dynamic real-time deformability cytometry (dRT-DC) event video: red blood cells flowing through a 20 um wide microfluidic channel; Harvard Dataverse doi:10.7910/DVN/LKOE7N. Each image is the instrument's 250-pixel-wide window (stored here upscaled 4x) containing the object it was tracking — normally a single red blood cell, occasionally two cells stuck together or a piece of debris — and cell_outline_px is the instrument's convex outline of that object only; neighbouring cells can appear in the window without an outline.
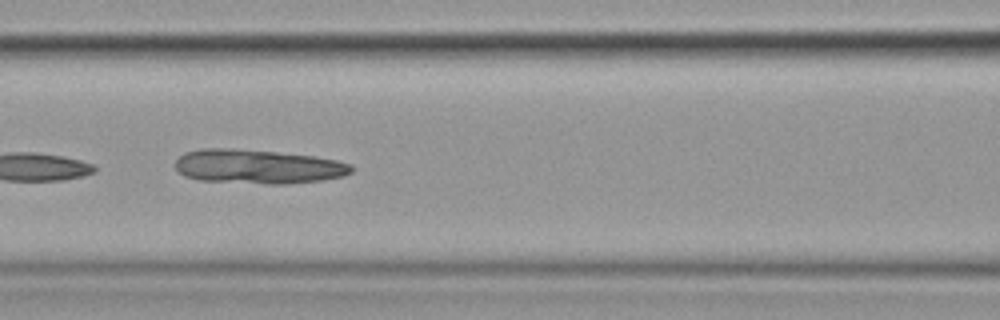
{"species": "common noctule bat (a hibernating species)", "species_latin": "Nyctalus noctula", "temperature_condition": "cold", "stored_images_in_passage": 4, "camera_frame_rate_fps": 3000, "um_per_image_px": 0.085, "animal": {"sex": "female", "body_mass_g": 19.9}, "frame": {"image": 1, "passage_image": 3, "time_ms": 2.333, "image_size_px": [1000, 320], "cell_outline_px": [[352, 172], [344, 176], [320, 180], [288, 184], [268, 184], [200, 180], [184, 176], [176, 168], [176, 160], [184, 152], [204, 148], [232, 148], [276, 152], [312, 156], [336, 160], [352, 164]], "centroid_in_image_um": [21.92, 14.16], "position_along_channel_um": 144.7, "area_um2": 35.03}}